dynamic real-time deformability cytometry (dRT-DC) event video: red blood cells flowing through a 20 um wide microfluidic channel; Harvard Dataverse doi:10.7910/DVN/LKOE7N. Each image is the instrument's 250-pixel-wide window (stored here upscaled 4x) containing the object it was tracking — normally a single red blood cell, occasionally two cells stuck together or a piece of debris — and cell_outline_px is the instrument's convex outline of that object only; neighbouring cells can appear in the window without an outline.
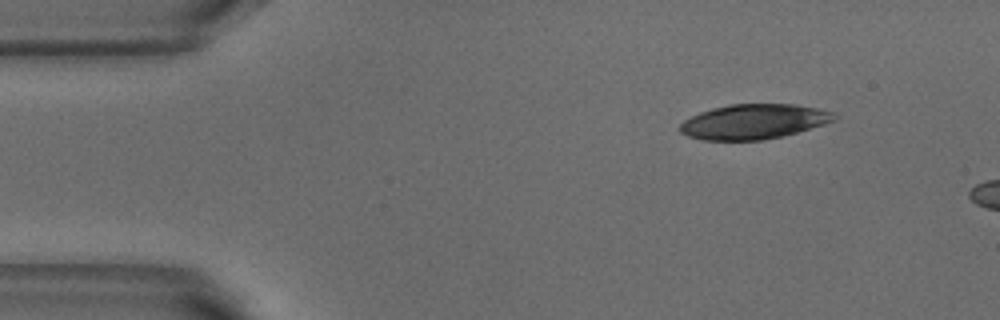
{"species": "common noctule bat (a hibernating species)", "species_latin": "Nyctalus noctula", "temperature_condition": "warm", "stored_images_in_passage": 3, "camera_frame_rate_fps": 3000, "um_per_image_px": 0.085, "animal": {"sex": "male", "body_mass_g": 18.8}, "frame": {"image": 1, "passage_image": 1, "time_ms": 0.0, "image_size_px": [1000, 320], "cell_outline_px": [[836, 120], [824, 124], [796, 132], [764, 140], [704, 140], [688, 136], [680, 132], [680, 124], [684, 120], [700, 112], [712, 108], [728, 104], [796, 104], [816, 108], [832, 112], [836, 116]], "centroid_in_image_um": [64.04, 10.33], "position_along_channel_um": 21.0, "area_um2": 31.15}}